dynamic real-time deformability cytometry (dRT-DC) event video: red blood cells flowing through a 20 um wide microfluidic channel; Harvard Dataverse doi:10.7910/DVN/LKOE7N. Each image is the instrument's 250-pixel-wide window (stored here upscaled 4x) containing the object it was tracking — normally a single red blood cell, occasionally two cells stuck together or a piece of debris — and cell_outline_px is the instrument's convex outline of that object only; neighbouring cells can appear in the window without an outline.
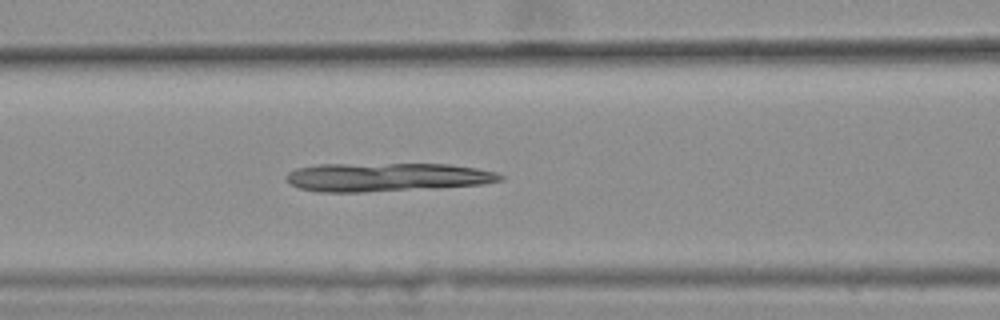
{"species": "common noctule bat (a hibernating species)", "species_latin": "Nyctalus noctula", "temperature_condition": "warm", "stored_images_in_passage": 49, "camera_frame_rate_fps": 3000, "um_per_image_px": 0.085, "animal": {"sex": "female", "body_mass_g": 25.1}, "frame": {"image": 1, "passage_image": 24, "time_ms": 7.667, "image_size_px": [1000, 320], "cell_outline_px": [[504, 180], [484, 184], [364, 192], [316, 192], [300, 188], [284, 180], [284, 176], [288, 172], [296, 168], [320, 164], [448, 164], [476, 168], [496, 172], [504, 176]], "centroid_in_image_um": [32.83, 15.05], "position_along_channel_um": 133.8, "area_um2": 35.6}}
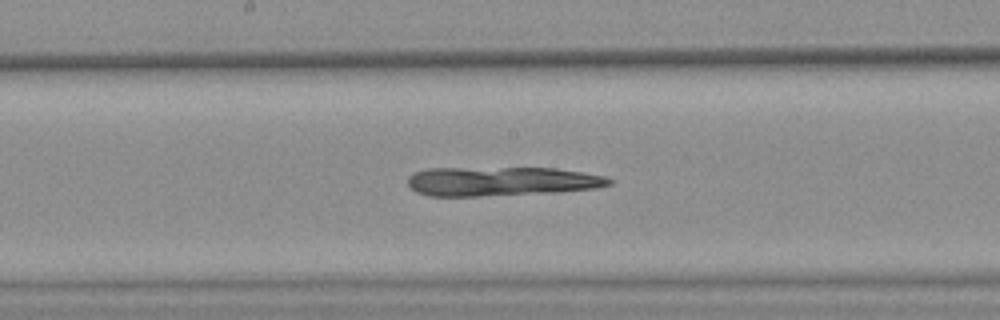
{"frame": {"image": 2, "passage_image": 30, "time_ms": 9.667, "image_size_px": [1000, 320], "cell_outline_px": [[616, 180], [612, 184], [596, 188], [560, 192], [480, 196], [428, 196], [416, 192], [408, 184], [408, 176], [412, 172], [428, 168], [556, 168], [604, 176]], "centroid_in_image_um": [42.61, 15.41], "position_along_channel_um": 205.6, "area_um2": 34.51}}
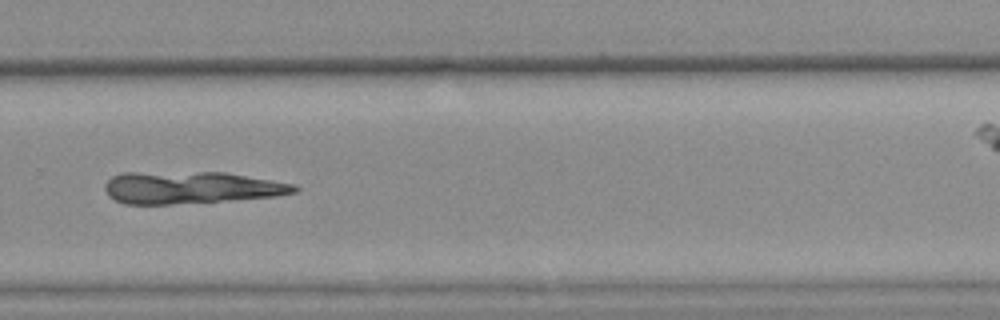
{"frame": {"image": 3, "passage_image": 39, "time_ms": 12.667, "image_size_px": [1000, 320], "cell_outline_px": [[300, 188], [296, 192], [272, 196], [228, 200], [168, 204], [124, 204], [108, 196], [104, 188], [104, 184], [112, 176], [124, 172], [224, 172], [296, 184]], "centroid_in_image_um": [16.19, 15.93], "position_along_channel_um": 313.6, "area_um2": 35.43}}